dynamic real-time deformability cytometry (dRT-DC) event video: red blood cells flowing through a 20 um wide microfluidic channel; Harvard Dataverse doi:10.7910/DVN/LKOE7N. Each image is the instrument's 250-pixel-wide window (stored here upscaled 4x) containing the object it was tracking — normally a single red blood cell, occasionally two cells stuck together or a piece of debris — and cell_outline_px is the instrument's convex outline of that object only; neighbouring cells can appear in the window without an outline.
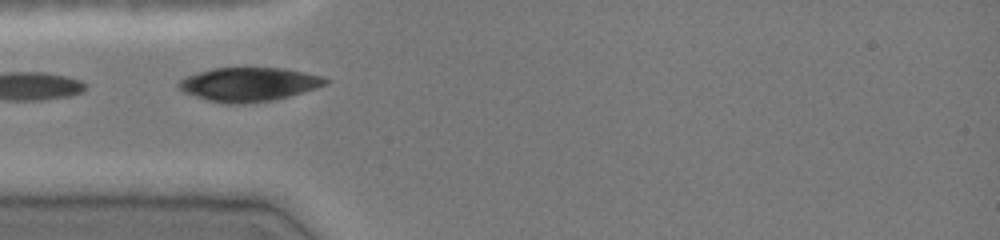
{"species": "common noctule bat (a hibernating species)", "species_latin": "Nyctalus noctula", "temperature_condition": "cold", "stored_images_in_passage": 24, "camera_frame_rate_fps": 3000, "um_per_image_px": 0.085, "animal": {"sex": "female", "body_mass_g": 19.0, "forearm_length_mm": 51.5}, "frame": {"image": 1, "passage_image": 1, "time_ms": 0.0, "image_size_px": [1000, 240], "cell_outline_px": [[332, 80], [328, 84], [316, 88], [288, 96], [272, 100], [244, 104], [228, 104], [208, 100], [184, 92], [176, 84], [180, 80], [196, 72], [212, 68], [284, 68], [304, 72], [320, 76]], "centroid_in_image_um": [21.16, 7.16], "position_along_channel_um": 63.8, "area_um2": 28.84}}